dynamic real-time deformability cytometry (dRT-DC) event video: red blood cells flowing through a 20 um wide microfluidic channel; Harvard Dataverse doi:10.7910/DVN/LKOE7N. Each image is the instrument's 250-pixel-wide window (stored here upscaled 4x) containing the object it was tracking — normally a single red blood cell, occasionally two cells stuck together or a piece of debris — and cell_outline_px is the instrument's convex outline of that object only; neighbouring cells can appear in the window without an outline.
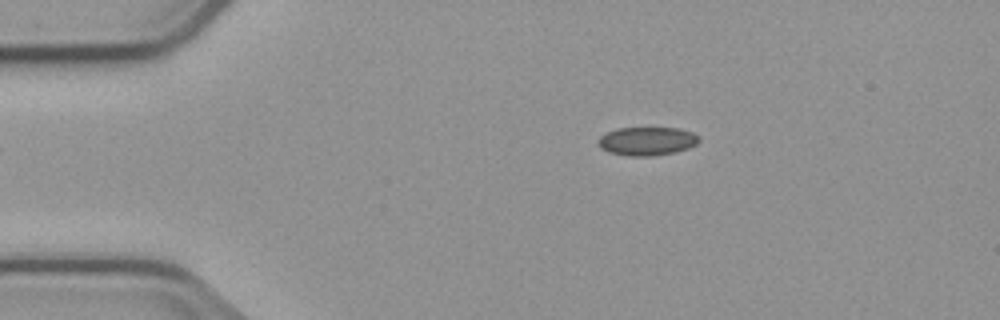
{"species": "common noctule bat (a hibernating species)", "species_latin": "Nyctalus noctula", "temperature_condition": "cold", "stored_images_in_passage": 4, "segment_of_instrument_passage": [1, 2], "camera_frame_rate_fps": 3000, "um_per_image_px": 0.085, "animal": {"sex": "male", "body_mass_g": 23.1, "forearm_length_mm": 52.7}, "frame": {"image": 1, "passage_image": 2, "time_ms": 1.333, "image_size_px": [1000, 320], "cell_outline_px": [[700, 140], [696, 144], [688, 148], [676, 152], [652, 156], [628, 156], [608, 152], [600, 148], [596, 144], [596, 140], [600, 136], [616, 128], [680, 128], [692, 132], [700, 136]], "centroid_in_image_um": [54.98, 12.0], "position_along_channel_um": 30.0, "area_um2": 16.99}}